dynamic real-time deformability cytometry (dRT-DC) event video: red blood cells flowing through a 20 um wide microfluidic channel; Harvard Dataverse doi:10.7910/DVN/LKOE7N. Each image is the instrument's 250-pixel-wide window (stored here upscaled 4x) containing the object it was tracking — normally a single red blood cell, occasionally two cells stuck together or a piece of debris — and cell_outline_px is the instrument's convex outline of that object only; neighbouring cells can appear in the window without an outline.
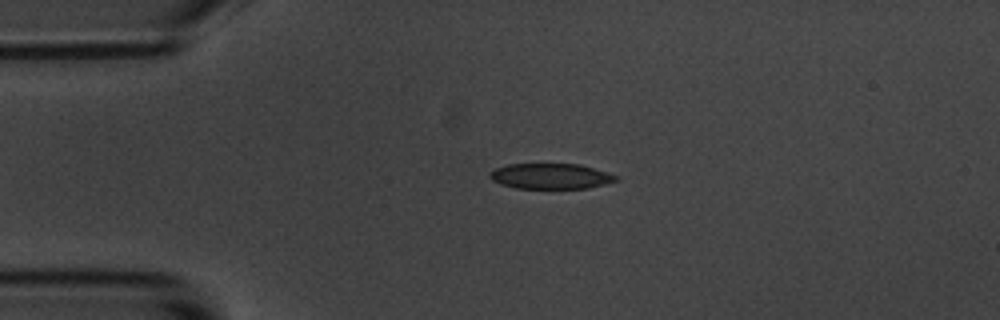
{"species": "common noctule bat (a hibernating species)", "species_latin": "Nyctalus noctula", "temperature_condition": "room temperature", "stored_images_in_passage": 4, "camera_frame_rate_fps": 3000, "um_per_image_px": 0.085, "animal": {"sex": "male", "body_mass_g": 20.1, "forearm_length_mm": 53.5}, "frame": {"image": 1, "passage_image": 2, "time_ms": 2.0, "image_size_px": [1000, 320], "cell_outline_px": [[616, 180], [604, 184], [588, 188], [516, 188], [500, 184], [492, 180], [488, 176], [488, 172], [496, 168], [508, 164], [580, 164], [616, 176]], "centroid_in_image_um": [46.72, 14.97], "position_along_channel_um": 38.3, "area_um2": 18.5}}